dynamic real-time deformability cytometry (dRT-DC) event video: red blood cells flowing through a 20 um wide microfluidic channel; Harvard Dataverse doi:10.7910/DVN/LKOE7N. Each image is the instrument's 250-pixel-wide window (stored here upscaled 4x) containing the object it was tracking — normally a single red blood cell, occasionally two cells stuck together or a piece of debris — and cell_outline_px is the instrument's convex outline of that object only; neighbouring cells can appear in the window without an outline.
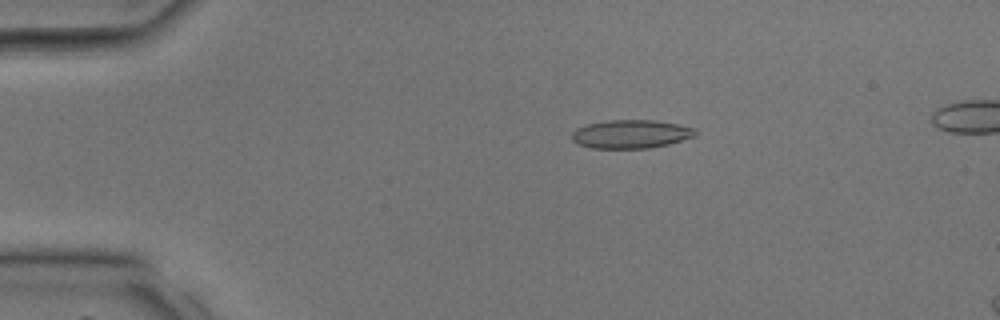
{"species": "common noctule bat (a hibernating species)", "species_latin": "Nyctalus noctula", "temperature_condition": "room temperature", "stored_images_in_passage": 13, "camera_frame_rate_fps": 3000, "um_per_image_px": 0.085, "animal": {"sex": "male", "body_mass_g": 17.9, "forearm_length_mm": 54.2}, "frame": {"image": 1, "passage_image": 8, "time_ms": 2.333, "image_size_px": [1000, 320], "cell_outline_px": [[696, 132], [692, 136], [668, 144], [648, 148], [592, 148], [576, 144], [572, 140], [572, 132], [576, 128], [588, 124], [604, 120], [656, 120], [696, 128]], "centroid_in_image_um": [53.56, 11.39], "position_along_channel_um": 31.4, "area_um2": 20.4}}